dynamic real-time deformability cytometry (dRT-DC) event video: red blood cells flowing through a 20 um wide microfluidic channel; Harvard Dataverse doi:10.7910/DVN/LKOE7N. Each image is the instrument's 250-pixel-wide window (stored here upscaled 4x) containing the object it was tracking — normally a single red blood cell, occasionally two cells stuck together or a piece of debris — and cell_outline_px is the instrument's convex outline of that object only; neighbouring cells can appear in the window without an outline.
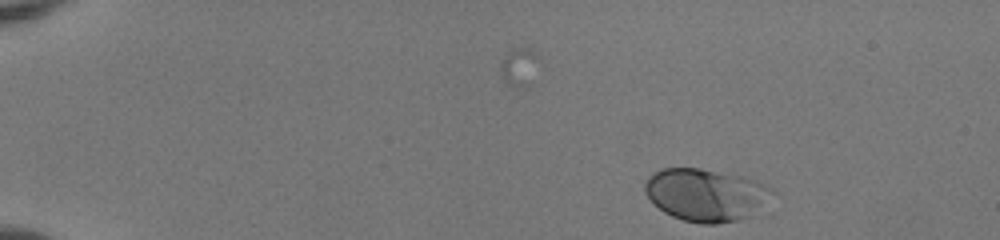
{"species": "human", "species_latin": "Homo sapiens", "temperature_condition": "room temperature", "stored_images_in_passage": 46, "camera_frame_rate_fps": 3000, "um_per_image_px": 0.085, "donor": {"sex": "female"}, "frame": {"image": 1, "passage_image": 1, "time_ms": 0.0, "image_size_px": [1000, 240], "cell_outline_px": [[772, 192], [748, 216], [736, 220], [716, 224], [700, 224], [684, 220], [672, 216], [664, 212], [644, 192], [644, 184], [648, 176], [652, 172], [660, 168], [700, 168], [744, 176], [772, 188]], "centroid_in_image_um": [59.89, 16.53], "position_along_channel_um": 25.1, "area_um2": 38.26}}
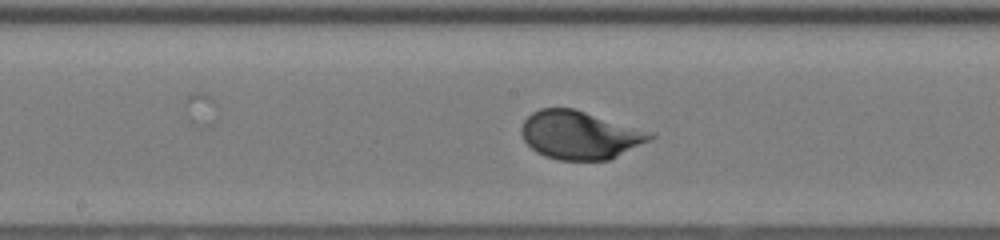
{"frame": {"image": 2, "passage_image": 23, "time_ms": 7.333, "image_size_px": [1000, 240], "cell_outline_px": [[656, 136], [652, 140], [608, 160], [560, 160], [544, 156], [536, 152], [524, 140], [520, 132], [520, 128], [524, 120], [532, 112], [540, 108], [576, 108], [656, 132]], "centroid_in_image_um": [49.34, 11.46], "position_along_channel_um": 198.9, "area_um2": 36.82}}
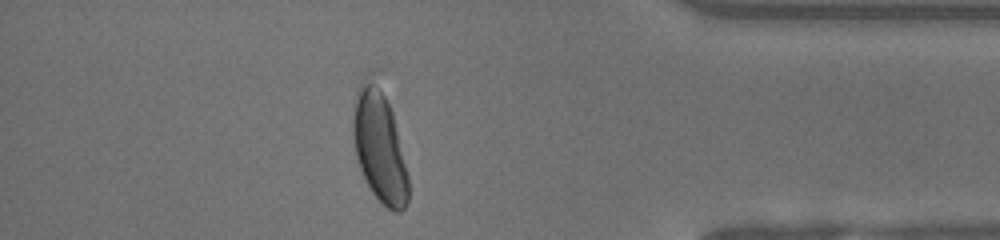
{"frame": {"image": 3, "passage_image": 40, "time_ms": 13.0, "image_size_px": [1000, 240], "cell_outline_px": [[408, 200], [404, 208], [400, 212], [396, 212], [388, 208], [372, 192], [360, 168], [356, 156], [352, 132], [352, 120], [356, 92], [360, 80], [368, 72], [376, 68], [380, 68], [392, 112], [408, 176]], "centroid_in_image_um": [32.22, 12.14], "position_along_channel_um": 403.0, "area_um2": 37.4}, "authors_computed_cell_mechanics": {"area_um2": 35.6337, "velocity_mm_per_s": 4.0057, "shape_relaxation_time_tau1_ms": 2.8755, "shape_relaxation_time_tau2_ms": null, "deformation_change_tau1": 0.1488, "deformation_change_tau2": null}}